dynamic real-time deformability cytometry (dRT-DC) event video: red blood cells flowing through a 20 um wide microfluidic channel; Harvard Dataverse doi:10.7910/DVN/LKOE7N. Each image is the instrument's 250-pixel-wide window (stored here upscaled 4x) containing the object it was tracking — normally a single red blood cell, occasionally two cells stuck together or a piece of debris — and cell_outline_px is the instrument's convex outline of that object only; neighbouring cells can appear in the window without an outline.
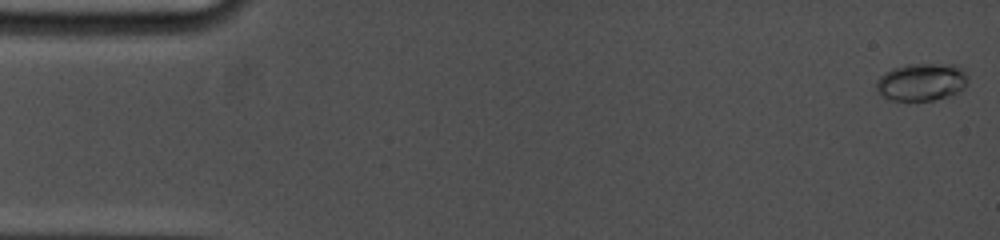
{"species": "common noctule bat (a hibernating species)", "species_latin": "Nyctalus noctula", "temperature_condition": "cold", "stored_images_in_passage": 36, "camera_frame_rate_fps": 5000, "um_per_image_px": 0.085, "animal": {"sex": "female", "body_mass_g": 19.0, "forearm_length_mm": 53.3}, "frame": {"image": 1, "passage_image": 1, "time_ms": 0.0, "image_size_px": [1000, 240], "cell_outline_px": [[968, 80], [964, 88], [948, 96], [936, 100], [888, 100], [876, 92], [876, 80], [884, 72], [892, 68], [904, 64], [956, 64], [968, 76]], "centroid_in_image_um": [78.29, 6.96], "position_along_channel_um": 6.7, "area_um2": 20.29}}
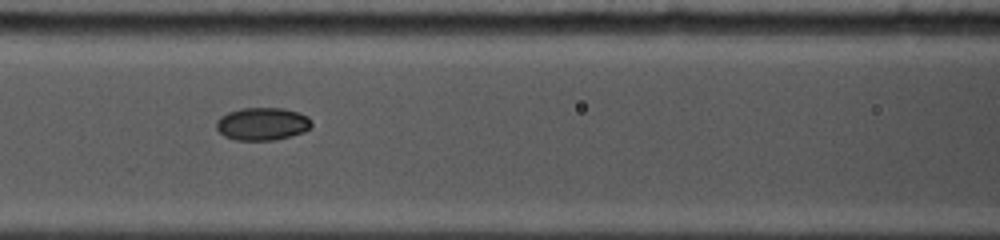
{"frame": {"image": 2, "passage_image": 18, "time_ms": 7.2, "image_size_px": [1000, 240], "cell_outline_px": [[312, 128], [304, 132], [292, 136], [272, 140], [236, 140], [224, 136], [216, 128], [216, 120], [220, 116], [228, 112], [240, 108], [284, 108], [300, 112], [308, 116], [312, 120]], "centroid_in_image_um": [22.33, 10.52], "position_along_channel_um": 144.3, "area_um2": 18.5}}
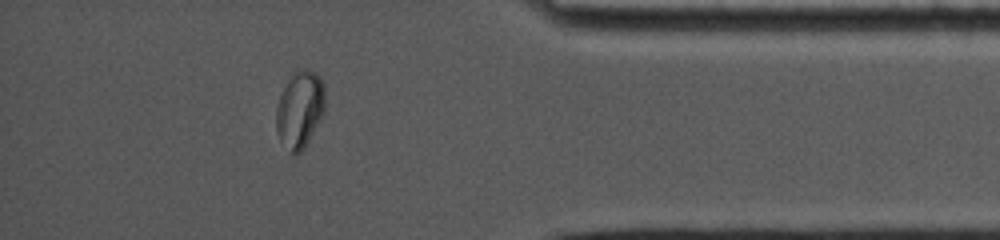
{"frame": {"image": 3, "passage_image": 32, "time_ms": 14.6, "image_size_px": [1000, 240], "cell_outline_px": [[324, 112], [304, 148], [296, 156], [292, 156], [280, 140], [276, 132], [276, 104], [288, 80], [300, 68], [304, 68], [316, 72], [320, 76], [324, 84]], "centroid_in_image_um": [25.47, 9.32], "position_along_channel_um": 409.7, "area_um2": 21.96}}